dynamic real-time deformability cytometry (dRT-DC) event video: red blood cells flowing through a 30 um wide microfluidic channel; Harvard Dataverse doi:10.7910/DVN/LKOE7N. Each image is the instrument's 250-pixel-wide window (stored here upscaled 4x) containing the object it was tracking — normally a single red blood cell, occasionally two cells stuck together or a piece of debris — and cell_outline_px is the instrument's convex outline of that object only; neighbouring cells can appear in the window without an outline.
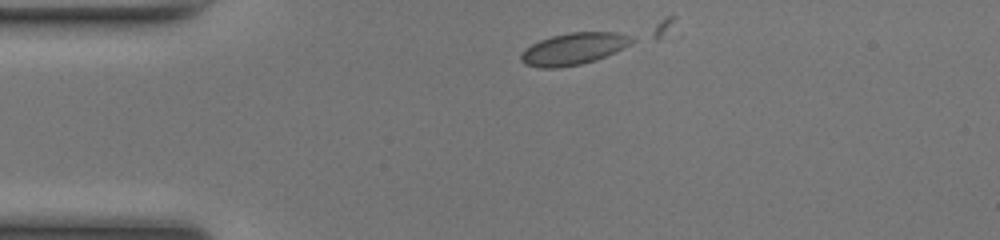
{"species": "common noctule bat (a hibernating species)", "species_latin": "Nyctalus noctula", "temperature_condition": "room temperature", "stored_images_in_passage": 9, "camera_frame_rate_fps": 3000, "um_per_image_px": 0.085, "animal": {"sex": "female", "body_mass_g": 17.0, "forearm_length_mm": 48.0}, "frame": {"image": 1, "passage_image": 1, "time_ms": 0.0, "image_size_px": [1000, 240], "cell_outline_px": [[636, 40], [596, 60], [580, 64], [556, 68], [540, 68], [524, 64], [520, 60], [520, 56], [524, 48], [540, 40], [552, 36], [568, 32], [616, 32], [632, 36]], "centroid_in_image_um": [48.7, 4.14], "position_along_channel_um": 36.3, "area_um2": 20.4}}
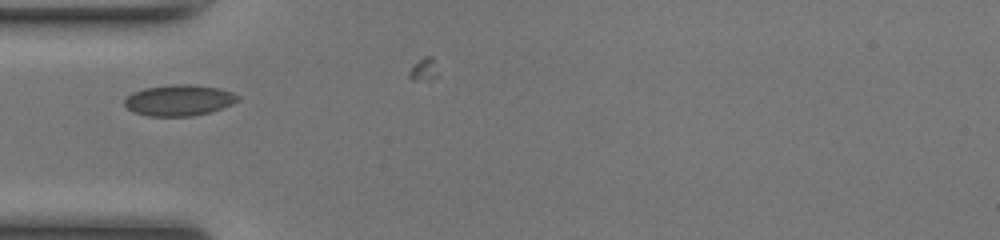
{"frame": {"image": 2, "passage_image": 6, "time_ms": 1.667, "image_size_px": [1000, 240], "cell_outline_px": [[240, 96], [232, 104], [208, 112], [192, 116], [148, 116], [132, 112], [124, 104], [124, 100], [132, 92], [144, 88], [172, 84], [192, 84], [220, 88], [232, 92]], "centroid_in_image_um": [15.19, 8.51], "position_along_channel_um": 69.8, "area_um2": 20.46}}